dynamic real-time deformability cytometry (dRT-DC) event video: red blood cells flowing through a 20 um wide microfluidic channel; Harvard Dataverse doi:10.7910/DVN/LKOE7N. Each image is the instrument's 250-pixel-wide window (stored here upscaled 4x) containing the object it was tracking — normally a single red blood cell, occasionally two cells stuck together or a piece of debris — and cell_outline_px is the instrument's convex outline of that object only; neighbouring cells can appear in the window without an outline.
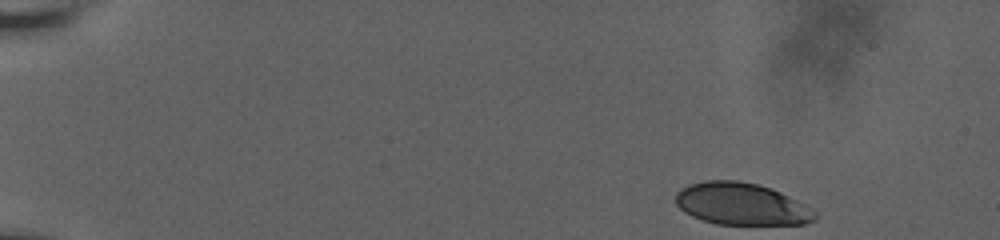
{"species": "human", "species_latin": "Homo sapiens", "temperature_condition": "room temperature", "stored_images_in_passage": 52, "camera_frame_rate_fps": 3000, "um_per_image_px": 0.085, "donor": {"sex": "male"}, "frame": {"image": 1, "passage_image": 1, "time_ms": 0.0, "image_size_px": [1000, 240], "cell_outline_px": [[816, 220], [804, 224], [716, 224], [692, 216], [684, 212], [676, 204], [676, 192], [680, 188], [688, 184], [704, 180], [736, 180], [756, 184], [772, 188], [804, 204], [816, 212]], "centroid_in_image_um": [63.0, 17.33], "position_along_channel_um": 22.0, "area_um2": 34.16}}
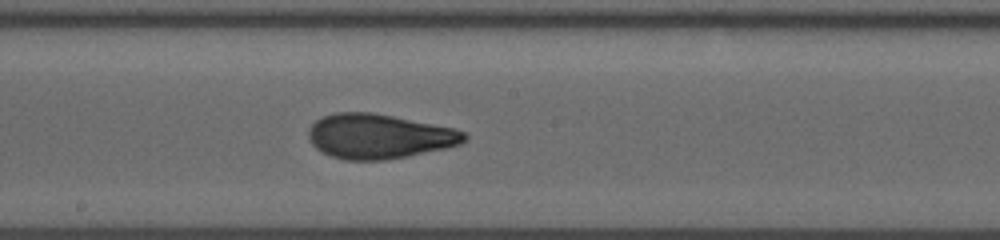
{"frame": {"image": 2, "passage_image": 28, "time_ms": 9.0, "image_size_px": [1000, 240], "cell_outline_px": [[468, 136], [460, 144], [444, 148], [408, 156], [384, 160], [344, 160], [332, 156], [316, 148], [312, 144], [308, 136], [308, 128], [320, 116], [336, 112], [372, 112], [452, 128], [464, 132]], "centroid_in_image_um": [32.16, 11.58], "position_along_channel_um": 216.0, "area_um2": 40.29}}
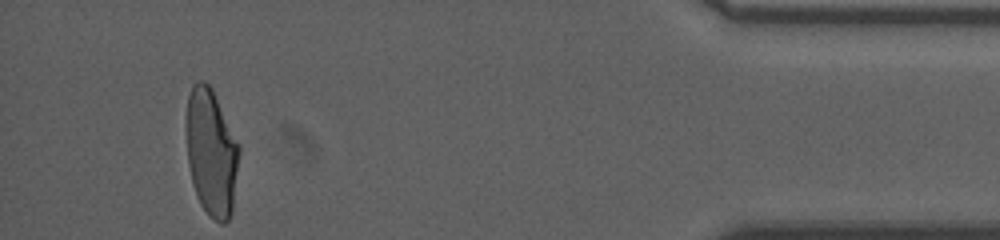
{"frame": {"image": 3, "passage_image": 49, "time_ms": 16.0, "image_size_px": [1000, 240], "cell_outline_px": [[240, 152], [232, 212], [228, 220], [224, 224], [220, 224], [200, 204], [196, 196], [192, 184], [188, 164], [184, 128], [184, 116], [188, 96], [192, 84], [196, 80], [204, 80], [212, 88], [240, 144]], "centroid_in_image_um": [17.94, 12.89], "position_along_channel_um": 417.3, "area_um2": 40.11}, "authors_computed_cell_mechanics": {"area_um2": 39.015, "velocity_mm_per_s": 3.6747, "shape_relaxation_time_tau1_ms": 6.1561, "shape_relaxation_time_tau2_ms": 1.2484, "deformation_change_tau1": 0.2118, "deformation_change_tau2": 0.0749}}